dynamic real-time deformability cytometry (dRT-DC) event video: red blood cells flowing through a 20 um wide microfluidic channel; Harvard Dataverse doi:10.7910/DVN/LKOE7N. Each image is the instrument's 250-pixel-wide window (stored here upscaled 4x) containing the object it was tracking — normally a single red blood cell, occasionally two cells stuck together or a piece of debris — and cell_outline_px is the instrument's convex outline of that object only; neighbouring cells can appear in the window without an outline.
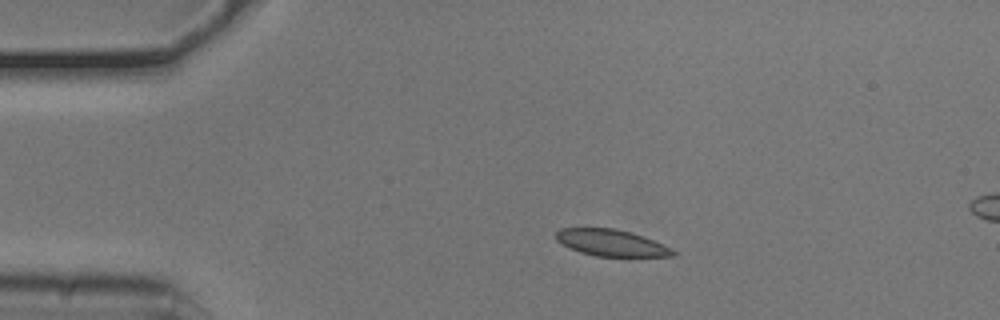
{"species": "common noctule bat (a hibernating species)", "species_latin": "Nyctalus noctula", "temperature_condition": "cold", "stored_images_in_passage": 16, "camera_frame_rate_fps": 3000, "um_per_image_px": 0.085, "animal": {"sex": "male", "body_mass_g": 20.5, "forearm_length_mm": 52.5}, "frame": {"image": 1, "passage_image": 10, "time_ms": 3.0, "image_size_px": [1000, 320], "cell_outline_px": [[676, 256], [628, 260], [596, 256], [580, 252], [556, 240], [556, 232], [560, 228], [616, 228], [632, 232], [644, 236], [664, 244], [672, 248], [676, 252]], "centroid_in_image_um": [52.12, 20.7], "position_along_channel_um": 32.9, "area_um2": 19.25}}